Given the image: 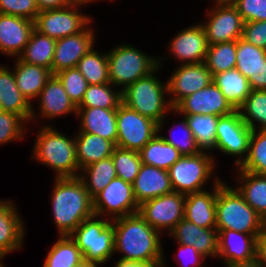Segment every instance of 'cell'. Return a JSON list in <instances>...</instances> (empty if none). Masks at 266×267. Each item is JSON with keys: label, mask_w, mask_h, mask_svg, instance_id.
Returning a JSON list of instances; mask_svg holds the SVG:
<instances>
[{"label": "cell", "mask_w": 266, "mask_h": 267, "mask_svg": "<svg viewBox=\"0 0 266 267\" xmlns=\"http://www.w3.org/2000/svg\"><path fill=\"white\" fill-rule=\"evenodd\" d=\"M215 170V159L211 152L182 155L168 170L173 192L189 194L200 192L211 179Z\"/></svg>", "instance_id": "8"}, {"label": "cell", "mask_w": 266, "mask_h": 267, "mask_svg": "<svg viewBox=\"0 0 266 267\" xmlns=\"http://www.w3.org/2000/svg\"><path fill=\"white\" fill-rule=\"evenodd\" d=\"M177 125L181 127V135L178 137V135L175 136V132L173 128L170 130L173 131L171 133V137L168 136H162V138L169 144L173 145L182 155H194L199 154L202 150L197 145L195 137L193 136V133L191 132L187 120L185 117L182 118V121Z\"/></svg>", "instance_id": "46"}, {"label": "cell", "mask_w": 266, "mask_h": 267, "mask_svg": "<svg viewBox=\"0 0 266 267\" xmlns=\"http://www.w3.org/2000/svg\"><path fill=\"white\" fill-rule=\"evenodd\" d=\"M2 258H0V267H5L4 265H3V263H2Z\"/></svg>", "instance_id": "59"}, {"label": "cell", "mask_w": 266, "mask_h": 267, "mask_svg": "<svg viewBox=\"0 0 266 267\" xmlns=\"http://www.w3.org/2000/svg\"><path fill=\"white\" fill-rule=\"evenodd\" d=\"M76 160L79 171L94 162L112 156L116 145L99 135L77 132L75 136Z\"/></svg>", "instance_id": "29"}, {"label": "cell", "mask_w": 266, "mask_h": 267, "mask_svg": "<svg viewBox=\"0 0 266 267\" xmlns=\"http://www.w3.org/2000/svg\"><path fill=\"white\" fill-rule=\"evenodd\" d=\"M39 11L46 9L63 8L74 3L73 0H35Z\"/></svg>", "instance_id": "53"}, {"label": "cell", "mask_w": 266, "mask_h": 267, "mask_svg": "<svg viewBox=\"0 0 266 267\" xmlns=\"http://www.w3.org/2000/svg\"><path fill=\"white\" fill-rule=\"evenodd\" d=\"M40 116L51 119L72 112L77 115V107L70 100L60 80L55 76L47 81L39 96Z\"/></svg>", "instance_id": "27"}, {"label": "cell", "mask_w": 266, "mask_h": 267, "mask_svg": "<svg viewBox=\"0 0 266 267\" xmlns=\"http://www.w3.org/2000/svg\"><path fill=\"white\" fill-rule=\"evenodd\" d=\"M213 83L237 110L251 92L249 81L236 68L213 75Z\"/></svg>", "instance_id": "30"}, {"label": "cell", "mask_w": 266, "mask_h": 267, "mask_svg": "<svg viewBox=\"0 0 266 267\" xmlns=\"http://www.w3.org/2000/svg\"><path fill=\"white\" fill-rule=\"evenodd\" d=\"M71 267H98V264L88 261L86 259H83L82 261L78 262L77 264Z\"/></svg>", "instance_id": "56"}, {"label": "cell", "mask_w": 266, "mask_h": 267, "mask_svg": "<svg viewBox=\"0 0 266 267\" xmlns=\"http://www.w3.org/2000/svg\"><path fill=\"white\" fill-rule=\"evenodd\" d=\"M188 126L202 151H212L216 142V126L219 117L215 115H184Z\"/></svg>", "instance_id": "38"}, {"label": "cell", "mask_w": 266, "mask_h": 267, "mask_svg": "<svg viewBox=\"0 0 266 267\" xmlns=\"http://www.w3.org/2000/svg\"><path fill=\"white\" fill-rule=\"evenodd\" d=\"M160 67L122 90V103L158 123V133L163 129L166 114L173 110L169 100H165L168 95L167 82L163 84L155 76Z\"/></svg>", "instance_id": "4"}, {"label": "cell", "mask_w": 266, "mask_h": 267, "mask_svg": "<svg viewBox=\"0 0 266 267\" xmlns=\"http://www.w3.org/2000/svg\"><path fill=\"white\" fill-rule=\"evenodd\" d=\"M52 213L59 236L70 235L84 220L95 215L93 198L79 177L56 178Z\"/></svg>", "instance_id": "2"}, {"label": "cell", "mask_w": 266, "mask_h": 267, "mask_svg": "<svg viewBox=\"0 0 266 267\" xmlns=\"http://www.w3.org/2000/svg\"><path fill=\"white\" fill-rule=\"evenodd\" d=\"M232 4L244 22L266 21V0H235Z\"/></svg>", "instance_id": "48"}, {"label": "cell", "mask_w": 266, "mask_h": 267, "mask_svg": "<svg viewBox=\"0 0 266 267\" xmlns=\"http://www.w3.org/2000/svg\"><path fill=\"white\" fill-rule=\"evenodd\" d=\"M225 267H266L257 256L247 261H238L232 263H225Z\"/></svg>", "instance_id": "55"}, {"label": "cell", "mask_w": 266, "mask_h": 267, "mask_svg": "<svg viewBox=\"0 0 266 267\" xmlns=\"http://www.w3.org/2000/svg\"><path fill=\"white\" fill-rule=\"evenodd\" d=\"M256 256L266 266V225L257 236Z\"/></svg>", "instance_id": "54"}, {"label": "cell", "mask_w": 266, "mask_h": 267, "mask_svg": "<svg viewBox=\"0 0 266 267\" xmlns=\"http://www.w3.org/2000/svg\"><path fill=\"white\" fill-rule=\"evenodd\" d=\"M185 198V194L172 192L149 199L139 205L138 213L158 232L169 234L184 218Z\"/></svg>", "instance_id": "13"}, {"label": "cell", "mask_w": 266, "mask_h": 267, "mask_svg": "<svg viewBox=\"0 0 266 267\" xmlns=\"http://www.w3.org/2000/svg\"><path fill=\"white\" fill-rule=\"evenodd\" d=\"M132 188L139 205L149 199L173 192L168 171L143 163Z\"/></svg>", "instance_id": "22"}, {"label": "cell", "mask_w": 266, "mask_h": 267, "mask_svg": "<svg viewBox=\"0 0 266 267\" xmlns=\"http://www.w3.org/2000/svg\"><path fill=\"white\" fill-rule=\"evenodd\" d=\"M179 245V249H178V253L176 256L180 257V262L179 264L182 262L184 259H188L190 265L192 267H203L202 262H204L206 260V257H204L201 253H199L193 246L191 245ZM184 254V255H183ZM182 256V257H181ZM184 260V262L186 261ZM186 261V262H188ZM186 264V263H185ZM184 263L181 264L180 267H190V265L188 266L187 264L185 265ZM196 265V266H195Z\"/></svg>", "instance_id": "50"}, {"label": "cell", "mask_w": 266, "mask_h": 267, "mask_svg": "<svg viewBox=\"0 0 266 267\" xmlns=\"http://www.w3.org/2000/svg\"><path fill=\"white\" fill-rule=\"evenodd\" d=\"M251 132L252 130L241 119L238 110L219 116L213 150L236 156L235 165L239 167L247 157ZM243 155H245L244 158Z\"/></svg>", "instance_id": "12"}, {"label": "cell", "mask_w": 266, "mask_h": 267, "mask_svg": "<svg viewBox=\"0 0 266 267\" xmlns=\"http://www.w3.org/2000/svg\"><path fill=\"white\" fill-rule=\"evenodd\" d=\"M116 146L139 152L157 133L158 123L121 103L117 108Z\"/></svg>", "instance_id": "10"}, {"label": "cell", "mask_w": 266, "mask_h": 267, "mask_svg": "<svg viewBox=\"0 0 266 267\" xmlns=\"http://www.w3.org/2000/svg\"><path fill=\"white\" fill-rule=\"evenodd\" d=\"M111 83L101 85H88L81 103L77 108L100 107L104 109H117L122 103V90L114 89ZM113 88V89H112Z\"/></svg>", "instance_id": "39"}, {"label": "cell", "mask_w": 266, "mask_h": 267, "mask_svg": "<svg viewBox=\"0 0 266 267\" xmlns=\"http://www.w3.org/2000/svg\"><path fill=\"white\" fill-rule=\"evenodd\" d=\"M251 90H266V60L255 75L248 79Z\"/></svg>", "instance_id": "51"}, {"label": "cell", "mask_w": 266, "mask_h": 267, "mask_svg": "<svg viewBox=\"0 0 266 267\" xmlns=\"http://www.w3.org/2000/svg\"><path fill=\"white\" fill-rule=\"evenodd\" d=\"M94 36V30L89 25L78 34L57 39L52 62V74L76 67L79 60L94 47Z\"/></svg>", "instance_id": "17"}, {"label": "cell", "mask_w": 266, "mask_h": 267, "mask_svg": "<svg viewBox=\"0 0 266 267\" xmlns=\"http://www.w3.org/2000/svg\"><path fill=\"white\" fill-rule=\"evenodd\" d=\"M15 60L17 61H15L16 65L14 66L13 72L16 85L22 95L31 103L33 98L39 96L45 84L53 74L51 70L46 67L25 63L18 57Z\"/></svg>", "instance_id": "28"}, {"label": "cell", "mask_w": 266, "mask_h": 267, "mask_svg": "<svg viewBox=\"0 0 266 267\" xmlns=\"http://www.w3.org/2000/svg\"><path fill=\"white\" fill-rule=\"evenodd\" d=\"M10 200H0V258L21 249L25 234L24 222Z\"/></svg>", "instance_id": "23"}, {"label": "cell", "mask_w": 266, "mask_h": 267, "mask_svg": "<svg viewBox=\"0 0 266 267\" xmlns=\"http://www.w3.org/2000/svg\"><path fill=\"white\" fill-rule=\"evenodd\" d=\"M217 2H222V3H232L235 0H216Z\"/></svg>", "instance_id": "58"}, {"label": "cell", "mask_w": 266, "mask_h": 267, "mask_svg": "<svg viewBox=\"0 0 266 267\" xmlns=\"http://www.w3.org/2000/svg\"><path fill=\"white\" fill-rule=\"evenodd\" d=\"M74 2H81V3H84V4H89L90 3H93L94 1L96 0H73ZM99 1V0H98Z\"/></svg>", "instance_id": "57"}, {"label": "cell", "mask_w": 266, "mask_h": 267, "mask_svg": "<svg viewBox=\"0 0 266 267\" xmlns=\"http://www.w3.org/2000/svg\"><path fill=\"white\" fill-rule=\"evenodd\" d=\"M170 234L178 244L191 245L206 258L218 257L219 242L216 228H201L183 218Z\"/></svg>", "instance_id": "20"}, {"label": "cell", "mask_w": 266, "mask_h": 267, "mask_svg": "<svg viewBox=\"0 0 266 267\" xmlns=\"http://www.w3.org/2000/svg\"><path fill=\"white\" fill-rule=\"evenodd\" d=\"M117 177L133 183L142 165L139 152L115 147L111 156Z\"/></svg>", "instance_id": "43"}, {"label": "cell", "mask_w": 266, "mask_h": 267, "mask_svg": "<svg viewBox=\"0 0 266 267\" xmlns=\"http://www.w3.org/2000/svg\"><path fill=\"white\" fill-rule=\"evenodd\" d=\"M265 60V49L256 47L242 38L236 41L235 68L247 79L257 73Z\"/></svg>", "instance_id": "40"}, {"label": "cell", "mask_w": 266, "mask_h": 267, "mask_svg": "<svg viewBox=\"0 0 266 267\" xmlns=\"http://www.w3.org/2000/svg\"><path fill=\"white\" fill-rule=\"evenodd\" d=\"M241 38L266 50V21L244 22Z\"/></svg>", "instance_id": "49"}, {"label": "cell", "mask_w": 266, "mask_h": 267, "mask_svg": "<svg viewBox=\"0 0 266 267\" xmlns=\"http://www.w3.org/2000/svg\"><path fill=\"white\" fill-rule=\"evenodd\" d=\"M111 224L114 227V253L123 254L119 259L139 262L165 260L160 232L139 213L114 219Z\"/></svg>", "instance_id": "1"}, {"label": "cell", "mask_w": 266, "mask_h": 267, "mask_svg": "<svg viewBox=\"0 0 266 267\" xmlns=\"http://www.w3.org/2000/svg\"><path fill=\"white\" fill-rule=\"evenodd\" d=\"M204 64L212 76L234 69L236 65V41L209 45Z\"/></svg>", "instance_id": "42"}, {"label": "cell", "mask_w": 266, "mask_h": 267, "mask_svg": "<svg viewBox=\"0 0 266 267\" xmlns=\"http://www.w3.org/2000/svg\"><path fill=\"white\" fill-rule=\"evenodd\" d=\"M34 21L0 13V53L17 58L28 43Z\"/></svg>", "instance_id": "19"}, {"label": "cell", "mask_w": 266, "mask_h": 267, "mask_svg": "<svg viewBox=\"0 0 266 267\" xmlns=\"http://www.w3.org/2000/svg\"><path fill=\"white\" fill-rule=\"evenodd\" d=\"M165 261H148V262H139V261H130L118 259L115 264V267H165Z\"/></svg>", "instance_id": "52"}, {"label": "cell", "mask_w": 266, "mask_h": 267, "mask_svg": "<svg viewBox=\"0 0 266 267\" xmlns=\"http://www.w3.org/2000/svg\"><path fill=\"white\" fill-rule=\"evenodd\" d=\"M218 258L224 263L247 261L256 257L257 238L254 235L234 230H217Z\"/></svg>", "instance_id": "24"}, {"label": "cell", "mask_w": 266, "mask_h": 267, "mask_svg": "<svg viewBox=\"0 0 266 267\" xmlns=\"http://www.w3.org/2000/svg\"><path fill=\"white\" fill-rule=\"evenodd\" d=\"M212 79L213 76L204 62L180 64L167 80L168 95H173L169 99L171 106L174 108L185 97L207 87Z\"/></svg>", "instance_id": "15"}, {"label": "cell", "mask_w": 266, "mask_h": 267, "mask_svg": "<svg viewBox=\"0 0 266 267\" xmlns=\"http://www.w3.org/2000/svg\"><path fill=\"white\" fill-rule=\"evenodd\" d=\"M237 169L238 182L241 181V185L236 189L266 222V175L242 171L238 167Z\"/></svg>", "instance_id": "31"}, {"label": "cell", "mask_w": 266, "mask_h": 267, "mask_svg": "<svg viewBox=\"0 0 266 267\" xmlns=\"http://www.w3.org/2000/svg\"><path fill=\"white\" fill-rule=\"evenodd\" d=\"M238 168L242 171L266 175V130H252L247 157Z\"/></svg>", "instance_id": "41"}, {"label": "cell", "mask_w": 266, "mask_h": 267, "mask_svg": "<svg viewBox=\"0 0 266 267\" xmlns=\"http://www.w3.org/2000/svg\"><path fill=\"white\" fill-rule=\"evenodd\" d=\"M0 13L34 21L39 9L35 0H0Z\"/></svg>", "instance_id": "47"}, {"label": "cell", "mask_w": 266, "mask_h": 267, "mask_svg": "<svg viewBox=\"0 0 266 267\" xmlns=\"http://www.w3.org/2000/svg\"><path fill=\"white\" fill-rule=\"evenodd\" d=\"M54 75L60 80L70 100L77 107L87 90V80L76 67L61 70Z\"/></svg>", "instance_id": "44"}, {"label": "cell", "mask_w": 266, "mask_h": 267, "mask_svg": "<svg viewBox=\"0 0 266 267\" xmlns=\"http://www.w3.org/2000/svg\"><path fill=\"white\" fill-rule=\"evenodd\" d=\"M109 81L113 86L128 85L154 71L164 59L148 56L132 45L121 44L107 52Z\"/></svg>", "instance_id": "6"}, {"label": "cell", "mask_w": 266, "mask_h": 267, "mask_svg": "<svg viewBox=\"0 0 266 267\" xmlns=\"http://www.w3.org/2000/svg\"><path fill=\"white\" fill-rule=\"evenodd\" d=\"M79 178L83 181L89 195L94 198L114 178L117 177L114 162L110 157L89 164L80 170Z\"/></svg>", "instance_id": "34"}, {"label": "cell", "mask_w": 266, "mask_h": 267, "mask_svg": "<svg viewBox=\"0 0 266 267\" xmlns=\"http://www.w3.org/2000/svg\"><path fill=\"white\" fill-rule=\"evenodd\" d=\"M93 208L96 216H108L112 221L138 213L139 204L132 184L116 177L93 198Z\"/></svg>", "instance_id": "11"}, {"label": "cell", "mask_w": 266, "mask_h": 267, "mask_svg": "<svg viewBox=\"0 0 266 267\" xmlns=\"http://www.w3.org/2000/svg\"><path fill=\"white\" fill-rule=\"evenodd\" d=\"M27 123L20 115L13 112L0 111V144L22 140L25 137Z\"/></svg>", "instance_id": "45"}, {"label": "cell", "mask_w": 266, "mask_h": 267, "mask_svg": "<svg viewBox=\"0 0 266 267\" xmlns=\"http://www.w3.org/2000/svg\"><path fill=\"white\" fill-rule=\"evenodd\" d=\"M76 68L87 80L88 85L110 83L107 53H100L93 48L78 62Z\"/></svg>", "instance_id": "37"}, {"label": "cell", "mask_w": 266, "mask_h": 267, "mask_svg": "<svg viewBox=\"0 0 266 267\" xmlns=\"http://www.w3.org/2000/svg\"><path fill=\"white\" fill-rule=\"evenodd\" d=\"M207 15L208 22L201 24L209 45L237 41L242 37L244 20L232 3L215 1V7Z\"/></svg>", "instance_id": "14"}, {"label": "cell", "mask_w": 266, "mask_h": 267, "mask_svg": "<svg viewBox=\"0 0 266 267\" xmlns=\"http://www.w3.org/2000/svg\"><path fill=\"white\" fill-rule=\"evenodd\" d=\"M84 3L74 2L69 6L41 10L34 20V30L55 40L82 32L93 20L79 12Z\"/></svg>", "instance_id": "9"}, {"label": "cell", "mask_w": 266, "mask_h": 267, "mask_svg": "<svg viewBox=\"0 0 266 267\" xmlns=\"http://www.w3.org/2000/svg\"><path fill=\"white\" fill-rule=\"evenodd\" d=\"M266 225L236 188L220 180L216 199V229L234 230L256 238Z\"/></svg>", "instance_id": "3"}, {"label": "cell", "mask_w": 266, "mask_h": 267, "mask_svg": "<svg viewBox=\"0 0 266 267\" xmlns=\"http://www.w3.org/2000/svg\"><path fill=\"white\" fill-rule=\"evenodd\" d=\"M56 40L33 30L23 52L18 58L25 62L46 67L52 72Z\"/></svg>", "instance_id": "33"}, {"label": "cell", "mask_w": 266, "mask_h": 267, "mask_svg": "<svg viewBox=\"0 0 266 267\" xmlns=\"http://www.w3.org/2000/svg\"><path fill=\"white\" fill-rule=\"evenodd\" d=\"M84 259L70 235L59 236L47 254L43 267H71Z\"/></svg>", "instance_id": "35"}, {"label": "cell", "mask_w": 266, "mask_h": 267, "mask_svg": "<svg viewBox=\"0 0 266 267\" xmlns=\"http://www.w3.org/2000/svg\"><path fill=\"white\" fill-rule=\"evenodd\" d=\"M143 164L151 165L168 171L169 168L182 156L171 144L167 143L157 133L140 151Z\"/></svg>", "instance_id": "32"}, {"label": "cell", "mask_w": 266, "mask_h": 267, "mask_svg": "<svg viewBox=\"0 0 266 267\" xmlns=\"http://www.w3.org/2000/svg\"><path fill=\"white\" fill-rule=\"evenodd\" d=\"M237 110L251 130H266V90H251Z\"/></svg>", "instance_id": "36"}, {"label": "cell", "mask_w": 266, "mask_h": 267, "mask_svg": "<svg viewBox=\"0 0 266 267\" xmlns=\"http://www.w3.org/2000/svg\"><path fill=\"white\" fill-rule=\"evenodd\" d=\"M220 180L215 178L212 192L203 190L186 194L184 219L201 228H216V199Z\"/></svg>", "instance_id": "21"}, {"label": "cell", "mask_w": 266, "mask_h": 267, "mask_svg": "<svg viewBox=\"0 0 266 267\" xmlns=\"http://www.w3.org/2000/svg\"><path fill=\"white\" fill-rule=\"evenodd\" d=\"M169 44L170 53L182 64L204 62L209 47L202 24H194L179 31Z\"/></svg>", "instance_id": "18"}, {"label": "cell", "mask_w": 266, "mask_h": 267, "mask_svg": "<svg viewBox=\"0 0 266 267\" xmlns=\"http://www.w3.org/2000/svg\"><path fill=\"white\" fill-rule=\"evenodd\" d=\"M116 115L117 109H104L100 107L77 108V117L81 118L80 129L77 132L99 135L116 145Z\"/></svg>", "instance_id": "26"}, {"label": "cell", "mask_w": 266, "mask_h": 267, "mask_svg": "<svg viewBox=\"0 0 266 267\" xmlns=\"http://www.w3.org/2000/svg\"><path fill=\"white\" fill-rule=\"evenodd\" d=\"M38 132L33 145V159L52 168L56 178L79 177L81 173L76 160L75 137L65 136L52 125L42 126Z\"/></svg>", "instance_id": "5"}, {"label": "cell", "mask_w": 266, "mask_h": 267, "mask_svg": "<svg viewBox=\"0 0 266 267\" xmlns=\"http://www.w3.org/2000/svg\"><path fill=\"white\" fill-rule=\"evenodd\" d=\"M0 108L20 115L26 122L36 119V110L17 87L13 70L3 65H0Z\"/></svg>", "instance_id": "25"}, {"label": "cell", "mask_w": 266, "mask_h": 267, "mask_svg": "<svg viewBox=\"0 0 266 267\" xmlns=\"http://www.w3.org/2000/svg\"><path fill=\"white\" fill-rule=\"evenodd\" d=\"M70 237L76 242L84 259L98 265L105 264L115 254L111 219L94 215L84 220Z\"/></svg>", "instance_id": "7"}, {"label": "cell", "mask_w": 266, "mask_h": 267, "mask_svg": "<svg viewBox=\"0 0 266 267\" xmlns=\"http://www.w3.org/2000/svg\"><path fill=\"white\" fill-rule=\"evenodd\" d=\"M235 109L226 100L220 89L213 81L203 89L182 99L172 110L182 115H215L224 116Z\"/></svg>", "instance_id": "16"}]
</instances>
